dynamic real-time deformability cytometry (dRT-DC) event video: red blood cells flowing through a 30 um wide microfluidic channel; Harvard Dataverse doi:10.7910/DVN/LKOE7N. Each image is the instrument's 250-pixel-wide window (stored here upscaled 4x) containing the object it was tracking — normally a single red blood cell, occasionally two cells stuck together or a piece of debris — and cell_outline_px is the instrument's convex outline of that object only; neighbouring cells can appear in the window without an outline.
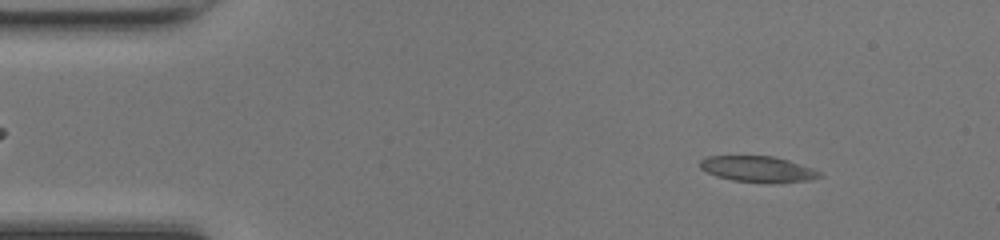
{"species": "common noctule bat (a hibernating species)", "species_latin": "Nyctalus noctula", "temperature_condition": "room temperature", "stored_images_in_passage": 46, "camera_frame_rate_fps": 3000, "um_per_image_px": 0.085, "animal": {"sex": "female", "body_mass_g": 17.0, "forearm_length_mm": 48.0}, "frame": {"image": 1, "passage_image": 3, "time_ms": 0.667, "image_size_px": [1000, 240], "cell_outline_px": [[824, 176], [812, 180], [732, 180], [716, 176], [700, 168], [700, 160], [708, 156], [772, 156], [788, 160], [812, 168], [820, 172]], "centroid_in_image_um": [64.38, 14.32], "position_along_channel_um": 20.6, "area_um2": 17.11}}
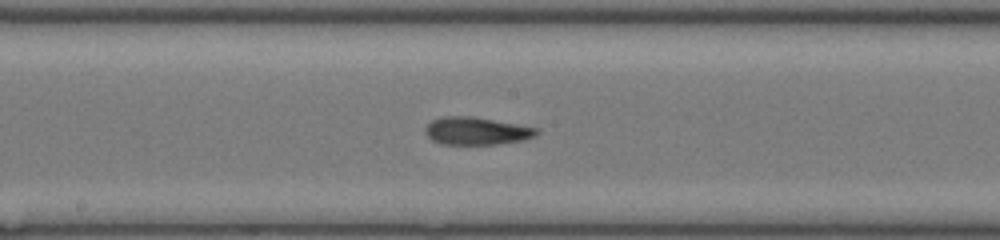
{"frame": {"image": 2, "passage_image": 22, "time_ms": 7.0, "image_size_px": [1000, 240], "cell_outline_px": [[540, 132], [536, 136], [524, 140], [496, 144], [440, 144], [432, 140], [424, 132], [424, 128], [432, 120], [444, 116], [472, 116], [540, 128]], "centroid_in_image_um": [40.52, 11.13], "position_along_channel_um": 207.7, "area_um2": 18.09}}
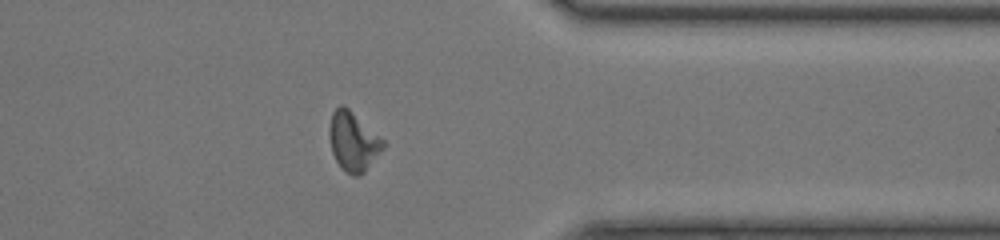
{"frame": {"image": 3, "passage_image": 35, "time_ms": 11.333, "image_size_px": [1000, 240], "cell_outline_px": [[388, 144], [364, 172], [360, 176], [352, 176], [344, 172], [336, 160], [332, 152], [328, 132], [328, 128], [332, 112], [340, 104], [344, 104], [384, 140]], "centroid_in_image_um": [30.02, 12.03], "position_along_channel_um": 381.4, "area_um2": 18.79}}